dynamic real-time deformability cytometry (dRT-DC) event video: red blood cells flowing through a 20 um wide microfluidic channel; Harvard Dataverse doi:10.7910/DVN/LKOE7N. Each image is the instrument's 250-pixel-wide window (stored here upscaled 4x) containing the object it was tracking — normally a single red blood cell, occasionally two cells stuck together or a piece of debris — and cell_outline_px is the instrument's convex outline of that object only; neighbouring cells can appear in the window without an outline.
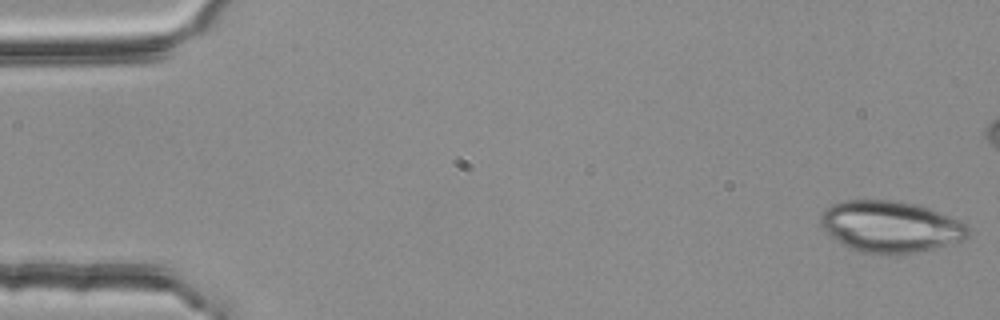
{"species": "common noctule bat (a hibernating species)", "species_latin": "Nyctalus noctula", "temperature_condition": "room temperature", "stored_images_in_passage": 5, "camera_frame_rate_fps": 3000, "um_per_image_px": 0.085, "animal": {"sex": "female", "body_mass_g": 25.1}, "frame": {"image": 1, "passage_image": 1, "time_ms": 0.0, "image_size_px": [1000, 320], "cell_outline_px": [[968, 236], [964, 240], [916, 252], [884, 256], [880, 256], [856, 252], [836, 240], [820, 224], [820, 216], [832, 204], [840, 200], [892, 200], [916, 204], [928, 208], [960, 220], [968, 228]], "centroid_in_image_um": [75.66, 19.28], "position_along_channel_um": 9.3, "area_um2": 44.39}}